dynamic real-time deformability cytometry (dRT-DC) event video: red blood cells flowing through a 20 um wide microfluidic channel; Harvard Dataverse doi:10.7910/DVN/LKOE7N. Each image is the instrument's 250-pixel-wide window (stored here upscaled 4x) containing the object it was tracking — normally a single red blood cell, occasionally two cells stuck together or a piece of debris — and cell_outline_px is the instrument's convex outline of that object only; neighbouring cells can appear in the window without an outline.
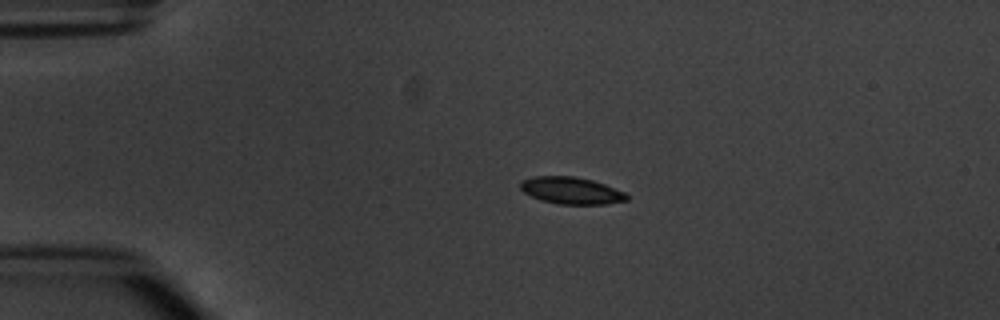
{"species": "common noctule bat (a hibernating species)", "species_latin": "Nyctalus noctula", "temperature_condition": "warm", "stored_images_in_passage": 4, "camera_frame_rate_fps": 3000, "um_per_image_px": 0.085, "animal": {"sex": "male", "body_mass_g": 20.1, "forearm_length_mm": 53.5}, "frame": {"image": 1, "passage_image": 2, "time_ms": 2.0, "image_size_px": [1000, 320], "cell_outline_px": [[628, 200], [608, 204], [560, 204], [540, 200], [524, 192], [520, 188], [520, 184], [524, 180], [532, 176], [572, 176], [592, 180], [604, 184], [624, 192], [628, 196]], "centroid_in_image_um": [48.56, 16.2], "position_along_channel_um": 36.4, "area_um2": 16.59}}